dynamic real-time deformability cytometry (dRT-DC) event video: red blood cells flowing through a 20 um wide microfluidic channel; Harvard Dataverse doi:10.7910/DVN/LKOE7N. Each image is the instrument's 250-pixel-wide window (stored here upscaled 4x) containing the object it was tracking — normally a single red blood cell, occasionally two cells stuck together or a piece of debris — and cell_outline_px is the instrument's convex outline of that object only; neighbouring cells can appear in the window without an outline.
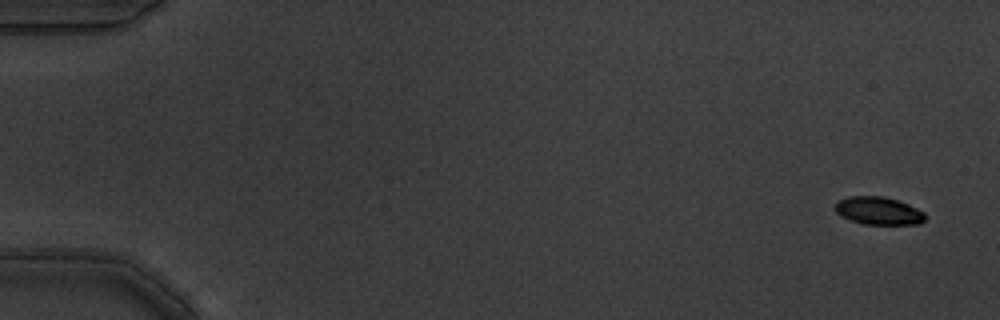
{"species": "common noctule bat (a hibernating species)", "species_latin": "Nyctalus noctula", "temperature_condition": "warm", "stored_images_in_passage": 5, "camera_frame_rate_fps": 3000, "um_per_image_px": 0.085, "animal": {"sex": "male", "body_mass_g": 19.5, "forearm_length_mm": 54.6}, "frame": {"image": 1, "passage_image": 1, "time_ms": 0.0, "image_size_px": [1000, 320], "cell_outline_px": [[924, 220], [920, 224], [864, 224], [840, 216], [836, 212], [836, 200], [848, 196], [884, 196], [908, 204], [924, 212]], "centroid_in_image_um": [74.65, 17.91], "position_along_channel_um": 10.4, "area_um2": 14.51}}
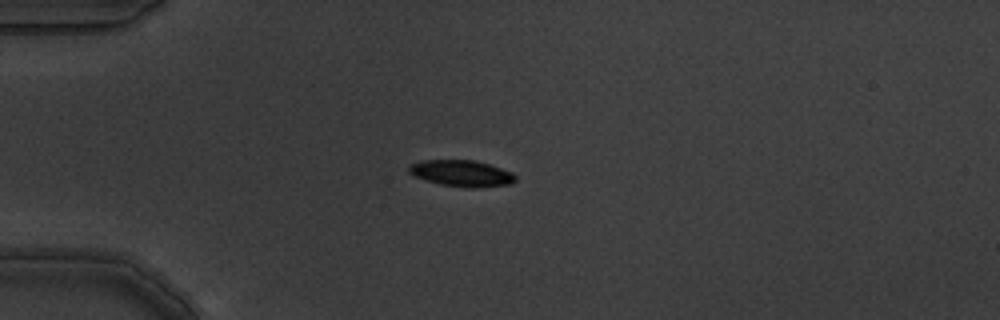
{"frame": {"image": 2, "passage_image": 5, "time_ms": 1.333, "image_size_px": [1000, 320], "cell_outline_px": [[516, 180], [512, 184], [476, 188], [472, 188], [440, 184], [412, 176], [408, 172], [408, 164], [420, 160], [476, 160], [512, 172], [516, 176]], "centroid_in_image_um": [39.21, 14.73], "position_along_channel_um": 45.8, "area_um2": 16.53}}